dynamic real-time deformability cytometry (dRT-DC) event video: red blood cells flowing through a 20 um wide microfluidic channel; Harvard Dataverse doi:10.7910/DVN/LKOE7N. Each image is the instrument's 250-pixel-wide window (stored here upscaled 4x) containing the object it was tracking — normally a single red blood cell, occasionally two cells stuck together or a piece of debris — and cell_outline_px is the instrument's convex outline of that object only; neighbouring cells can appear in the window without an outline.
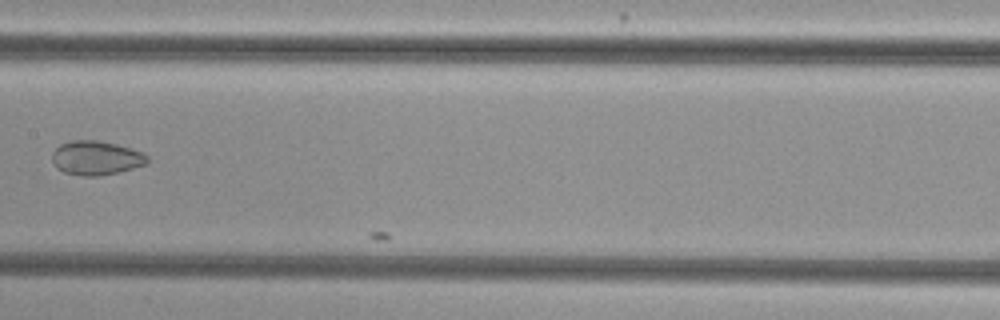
{"species": "common noctule bat (a hibernating species)", "species_latin": "Nyctalus noctula", "temperature_condition": "cold", "stored_images_in_passage": 24, "camera_frame_rate_fps": 3000, "um_per_image_px": 0.085, "animal": {"sex": "female", "body_mass_g": 29.2, "forearm_length_mm": 56.3}, "frame": {"image": 1, "passage_image": 23, "time_ms": 7.333, "image_size_px": [1000, 320], "cell_outline_px": [[148, 164], [120, 172], [100, 176], [80, 176], [64, 172], [56, 168], [52, 164], [52, 152], [60, 144], [72, 140], [96, 140], [116, 144], [132, 148], [148, 156]], "centroid_in_image_um": [8.15, 13.43], "position_along_channel_um": 199.2, "area_um2": 19.19}}